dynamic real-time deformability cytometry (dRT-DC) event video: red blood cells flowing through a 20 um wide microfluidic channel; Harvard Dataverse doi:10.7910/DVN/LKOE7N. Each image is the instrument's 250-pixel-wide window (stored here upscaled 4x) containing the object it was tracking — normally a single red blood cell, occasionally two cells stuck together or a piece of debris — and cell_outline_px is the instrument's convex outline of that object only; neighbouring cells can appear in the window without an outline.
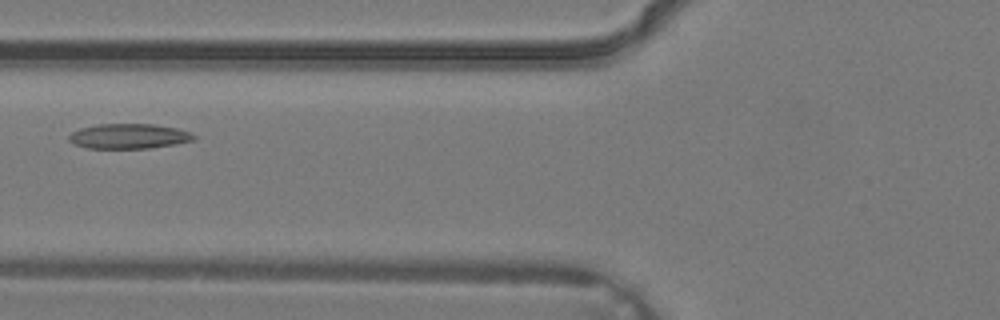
{"species": "common noctule bat (a hibernating species)", "species_latin": "Nyctalus noctula", "temperature_condition": "warm", "stored_images_in_passage": 4, "camera_frame_rate_fps": 3000, "um_per_image_px": 0.085, "animal": {"sex": "male", "body_mass_g": 19.2, "forearm_length_mm": 51.8}, "frame": {"image": 1, "passage_image": 4, "time_ms": 1.0, "image_size_px": [1000, 320], "cell_outline_px": [[196, 136], [192, 140], [176, 144], [148, 148], [88, 148], [76, 144], [68, 140], [68, 136], [72, 132], [80, 128], [96, 124], [152, 124], [176, 128], [188, 132]], "centroid_in_image_um": [10.92, 11.57], "position_along_channel_um": 114.9, "area_um2": 17.98}}